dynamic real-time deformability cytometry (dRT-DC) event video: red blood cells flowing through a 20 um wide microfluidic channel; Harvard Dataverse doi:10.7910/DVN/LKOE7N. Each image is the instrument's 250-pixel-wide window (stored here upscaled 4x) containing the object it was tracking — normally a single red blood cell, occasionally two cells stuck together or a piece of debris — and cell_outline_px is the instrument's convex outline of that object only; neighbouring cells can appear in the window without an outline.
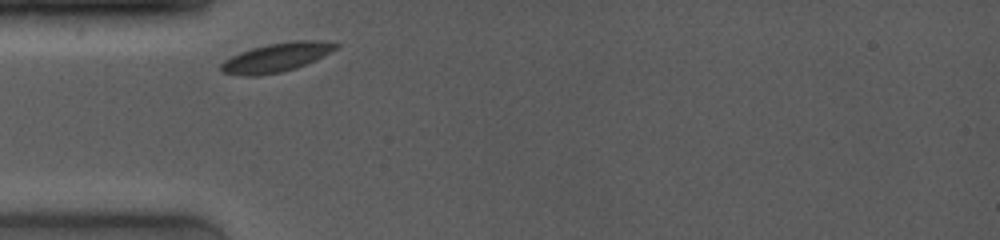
{"species": "common noctule bat (a hibernating species)", "species_latin": "Nyctalus noctula", "temperature_condition": "room temperature", "stored_images_in_passage": 20, "camera_frame_rate_fps": 4000, "um_per_image_px": 0.085, "animal": {"sex": "female", "body_mass_g": 19.0, "forearm_length_mm": 53.3}, "frame": {"image": 1, "passage_image": 1, "time_ms": 0.0, "image_size_px": [1000, 240], "cell_outline_px": [[340, 44], [336, 48], [296, 68], [280, 72], [256, 76], [244, 76], [220, 72], [220, 64], [224, 60], [240, 52], [252, 48], [268, 44], [296, 40], [324, 40]], "centroid_in_image_um": [23.43, 4.88], "position_along_channel_um": 61.6, "area_um2": 19.07}}
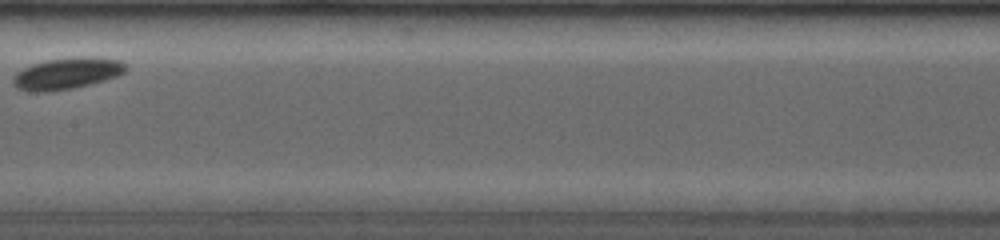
{"frame": {"image": 2, "passage_image": 12, "time_ms": 3.75, "image_size_px": [1000, 240], "cell_outline_px": [[128, 68], [124, 72], [116, 76], [104, 80], [72, 88], [44, 92], [36, 92], [16, 88], [12, 84], [12, 76], [16, 72], [32, 64], [48, 60], [84, 56], [88, 56], [120, 60], [128, 64]], "centroid_in_image_um": [5.68, 6.23], "position_along_channel_um": 201.7, "area_um2": 20.63}}
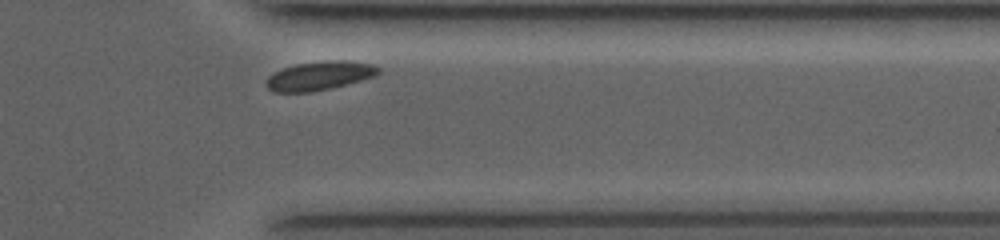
{"frame": {"image": 3, "passage_image": 19, "time_ms": 8.5, "image_size_px": [1000, 240], "cell_outline_px": [[380, 72], [376, 76], [332, 88], [308, 92], [272, 92], [268, 88], [268, 76], [284, 68], [296, 64], [324, 60], [348, 60], [372, 64], [380, 68]], "centroid_in_image_um": [27.21, 6.43], "position_along_channel_um": 384.2, "area_um2": 18.79}}